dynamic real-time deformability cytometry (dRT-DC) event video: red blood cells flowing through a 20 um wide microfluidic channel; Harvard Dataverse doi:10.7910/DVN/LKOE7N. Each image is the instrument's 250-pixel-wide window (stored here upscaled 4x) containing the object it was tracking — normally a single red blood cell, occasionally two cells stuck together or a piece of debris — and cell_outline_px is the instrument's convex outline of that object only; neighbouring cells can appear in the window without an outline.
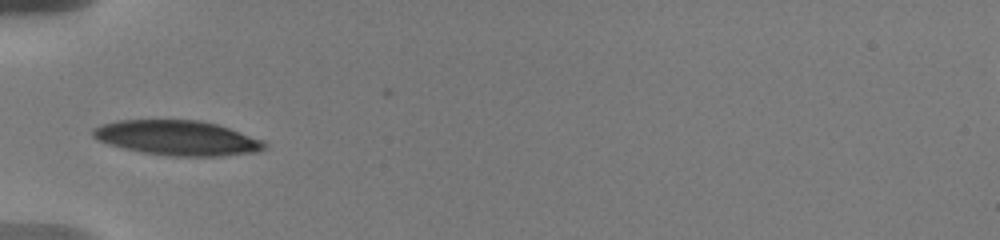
{"species": "human", "species_latin": "Homo sapiens", "temperature_condition": "warm", "stored_images_in_passage": 17, "camera_frame_rate_fps": 3000, "um_per_image_px": 0.085, "donor": {"sex": "male"}, "frame": {"image": 1, "passage_image": 1, "time_ms": 0.0, "image_size_px": [1000, 240], "cell_outline_px": [[268, 144], [264, 148], [256, 152], [224, 156], [172, 156], [144, 152], [124, 148], [100, 140], [92, 136], [92, 128], [100, 124], [116, 120], [200, 120], [216, 124], [264, 140]], "centroid_in_image_um": [15.09, 11.71], "position_along_channel_um": 69.9, "area_um2": 34.68}}
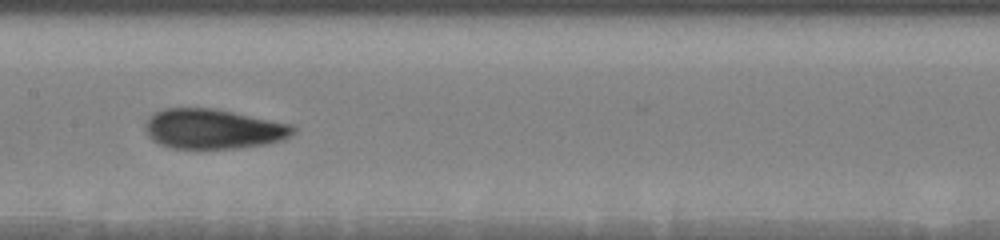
{"frame": {"image": 2, "passage_image": 6, "time_ms": 3.333, "image_size_px": [1000, 240], "cell_outline_px": [[296, 132], [284, 140], [268, 144], [240, 148], [172, 148], [160, 144], [152, 140], [144, 132], [144, 124], [148, 116], [152, 112], [164, 108], [216, 108], [292, 124], [296, 128]], "centroid_in_image_um": [18.11, 10.95], "position_along_channel_um": 189.3, "area_um2": 34.97}}
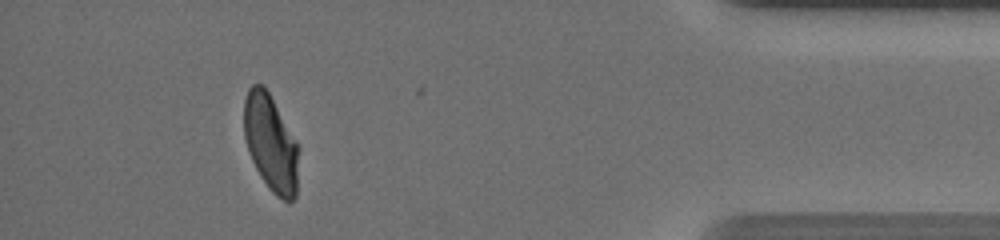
{"frame": {"image": 3, "passage_image": 16, "time_ms": 10.667, "image_size_px": [1000, 240], "cell_outline_px": [[300, 148], [296, 196], [288, 204], [276, 196], [268, 188], [260, 176], [252, 160], [244, 136], [244, 100], [248, 88], [252, 84], [264, 84], [296, 140]], "centroid_in_image_um": [23.03, 12.18], "position_along_channel_um": 412.2, "area_um2": 31.21}, "authors_computed_cell_mechanics": {"area_um2": 33.235, "velocity_mm_per_s": 3.6282, "shape_relaxation_time_tau1_ms": 5.4039, "shape_relaxation_time_tau2_ms": 1.1173, "deformation_change_tau1": 0.1728, "deformation_change_tau2": 0.0626}}